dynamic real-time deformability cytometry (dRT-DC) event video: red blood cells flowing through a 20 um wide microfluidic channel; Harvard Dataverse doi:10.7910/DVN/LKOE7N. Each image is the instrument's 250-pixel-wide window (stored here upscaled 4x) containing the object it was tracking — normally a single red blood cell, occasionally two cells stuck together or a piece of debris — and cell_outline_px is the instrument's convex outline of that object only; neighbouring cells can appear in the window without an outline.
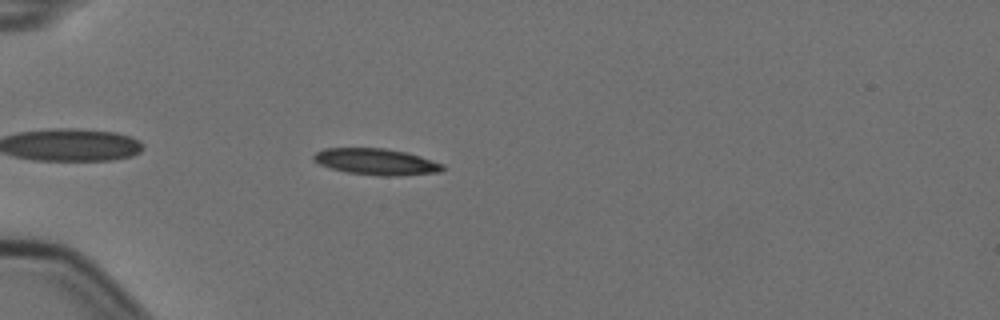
{"species": "Egyptian fruit bat (a non-hibernating species)", "species_latin": "Rousettus aegyptiacus", "temperature_condition": "cold", "stored_images_in_passage": 7, "camera_frame_rate_fps": 3000, "um_per_image_px": 0.085, "animal": {"sex": "female"}, "frame": {"image": 1, "passage_image": 5, "time_ms": 1.333, "image_size_px": [1000, 320], "cell_outline_px": [[444, 168], [440, 172], [396, 176], [384, 176], [348, 172], [332, 168], [320, 164], [312, 160], [312, 156], [316, 152], [324, 148], [384, 148], [404, 152], [420, 156], [444, 164]], "centroid_in_image_um": [31.97, 13.74], "position_along_channel_um": 53.0, "area_um2": 19.65}}
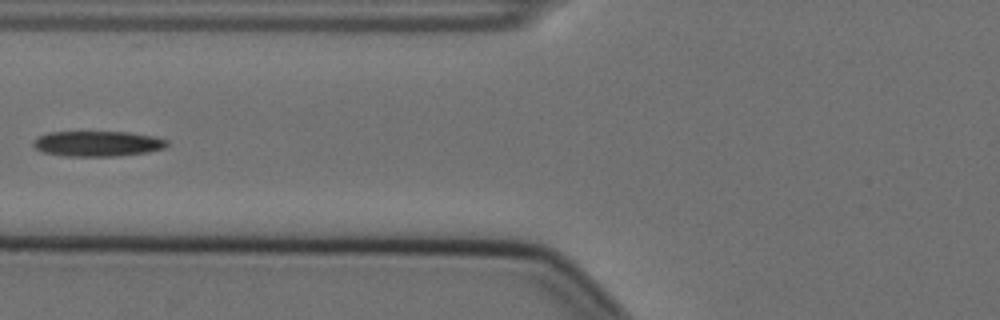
{"frame": {"image": 2, "passage_image": 7, "time_ms": 2.0, "image_size_px": [1000, 320], "cell_outline_px": [[168, 144], [164, 148], [148, 152], [116, 156], [64, 156], [44, 152], [36, 148], [32, 144], [40, 136], [48, 132], [128, 132], [156, 136], [168, 140]], "centroid_in_image_um": [8.34, 12.21], "position_along_channel_um": 117.5, "area_um2": 19.71}}